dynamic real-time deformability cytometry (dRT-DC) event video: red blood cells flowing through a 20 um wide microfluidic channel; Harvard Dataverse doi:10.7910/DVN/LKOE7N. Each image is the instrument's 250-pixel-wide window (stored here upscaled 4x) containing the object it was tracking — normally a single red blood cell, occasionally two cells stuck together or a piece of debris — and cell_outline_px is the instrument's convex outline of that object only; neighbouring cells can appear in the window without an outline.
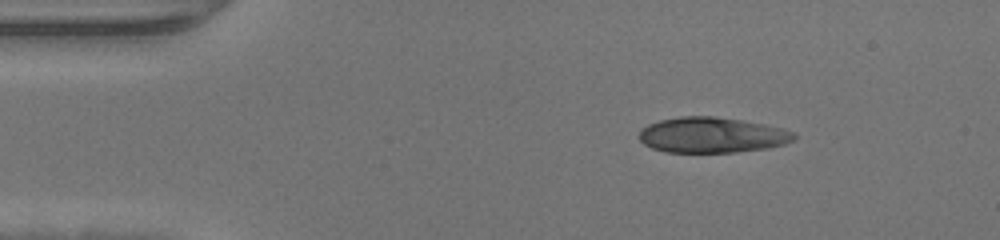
{"species": "human", "species_latin": "Homo sapiens", "temperature_condition": "warm", "stored_images_in_passage": 41, "camera_frame_rate_fps": 3000, "um_per_image_px": 0.085, "donor": {"sex": "male"}, "frame": {"image": 1, "passage_image": 1, "time_ms": 0.0, "image_size_px": [1000, 240], "cell_outline_px": [[796, 140], [784, 144], [768, 148], [736, 152], [664, 152], [652, 148], [644, 144], [640, 140], [640, 132], [648, 124], [660, 120], [680, 116], [716, 116], [764, 124], [784, 128], [796, 132]], "centroid_in_image_um": [60.57, 11.48], "position_along_channel_um": 24.4, "area_um2": 32.19}}
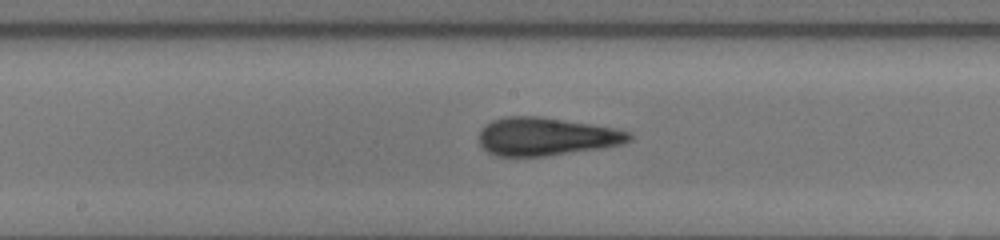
{"frame": {"image": 2, "passage_image": 18, "time_ms": 5.667, "image_size_px": [1000, 240], "cell_outline_px": [[632, 140], [624, 144], [600, 148], [544, 156], [496, 156], [488, 152], [480, 144], [480, 132], [484, 124], [492, 120], [504, 116], [536, 116], [616, 128], [632, 132]], "centroid_in_image_um": [46.43, 11.6], "position_along_channel_um": 201.8, "area_um2": 33.23}}
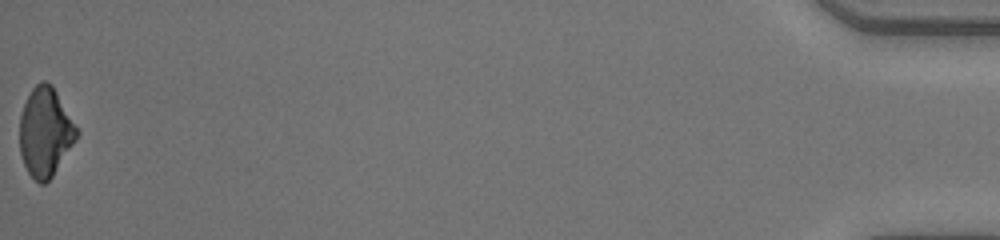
{"frame": {"image": 3, "passage_image": 41, "time_ms": 13.333, "image_size_px": [1000, 240], "cell_outline_px": [[80, 132], [76, 140], [52, 176], [44, 184], [40, 184], [28, 172], [24, 164], [20, 152], [20, 116], [24, 104], [32, 88], [40, 80], [44, 80], [52, 84]], "centroid_in_image_um": [3.85, 11.2], "position_along_channel_um": 431.3, "area_um2": 29.42}}